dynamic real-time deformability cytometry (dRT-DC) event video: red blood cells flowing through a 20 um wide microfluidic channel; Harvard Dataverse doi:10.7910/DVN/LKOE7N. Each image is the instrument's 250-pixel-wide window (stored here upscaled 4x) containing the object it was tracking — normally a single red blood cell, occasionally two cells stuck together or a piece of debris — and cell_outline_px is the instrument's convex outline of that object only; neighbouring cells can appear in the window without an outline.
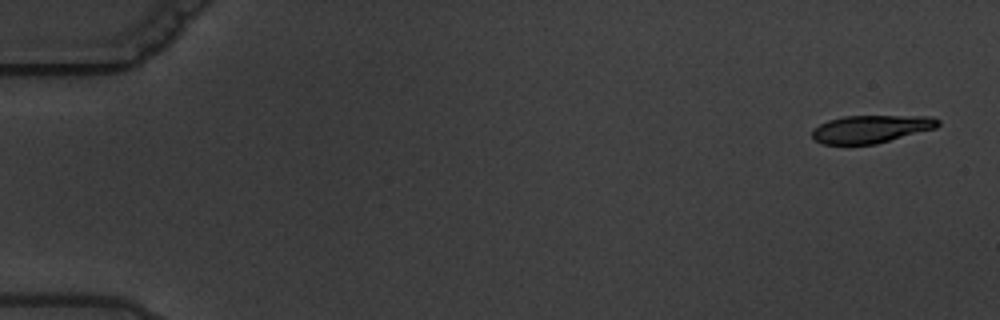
{"species": "common noctule bat (a hibernating species)", "species_latin": "Nyctalus noctula", "temperature_condition": "warm", "stored_images_in_passage": 6, "camera_frame_rate_fps": 3000, "um_per_image_px": 0.085, "animal": {"sex": "male", "body_mass_g": 19.5, "forearm_length_mm": 54.6}, "frame": {"image": 1, "passage_image": 1, "time_ms": 0.0, "image_size_px": [1000, 320], "cell_outline_px": [[940, 124], [936, 128], [876, 144], [820, 144], [812, 136], [812, 128], [828, 120], [844, 116], [932, 116], [940, 120]], "centroid_in_image_um": [74.04, 10.96], "position_along_channel_um": 11.0, "area_um2": 20.4}}